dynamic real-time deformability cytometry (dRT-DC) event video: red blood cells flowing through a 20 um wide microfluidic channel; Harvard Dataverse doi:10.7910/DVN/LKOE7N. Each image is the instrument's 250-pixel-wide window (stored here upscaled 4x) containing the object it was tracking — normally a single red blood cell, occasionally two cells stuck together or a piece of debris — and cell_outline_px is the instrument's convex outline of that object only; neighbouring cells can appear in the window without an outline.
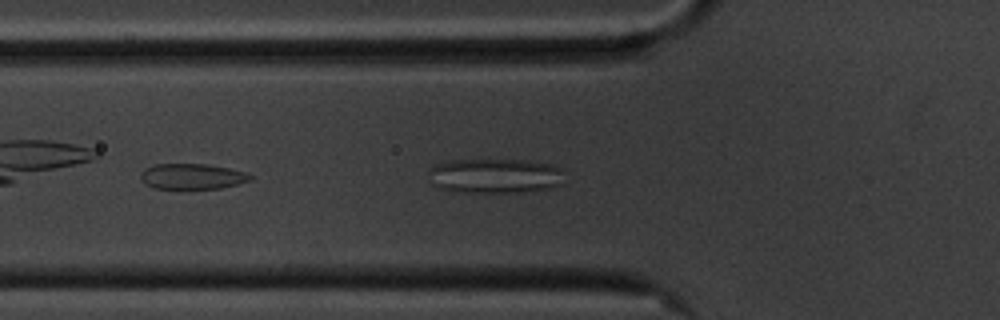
{"species": "common noctule bat (a hibernating species)", "species_latin": "Nyctalus noctula", "temperature_condition": "cold", "stored_images_in_passage": 11, "camera_frame_rate_fps": 3000, "um_per_image_px": 0.085, "animal": {"sex": "male", "body_mass_g": 20.1, "forearm_length_mm": 53.5}, "frame": {"image": 1, "passage_image": 5, "time_ms": 1.333, "image_size_px": [1000, 320], "cell_outline_px": [[252, 180], [220, 188], [156, 188], [148, 184], [140, 176], [144, 168], [156, 164], [208, 164], [248, 172], [252, 176]], "centroid_in_image_um": [16.39, 14.98], "position_along_channel_um": 109.4, "area_um2": 16.07}}